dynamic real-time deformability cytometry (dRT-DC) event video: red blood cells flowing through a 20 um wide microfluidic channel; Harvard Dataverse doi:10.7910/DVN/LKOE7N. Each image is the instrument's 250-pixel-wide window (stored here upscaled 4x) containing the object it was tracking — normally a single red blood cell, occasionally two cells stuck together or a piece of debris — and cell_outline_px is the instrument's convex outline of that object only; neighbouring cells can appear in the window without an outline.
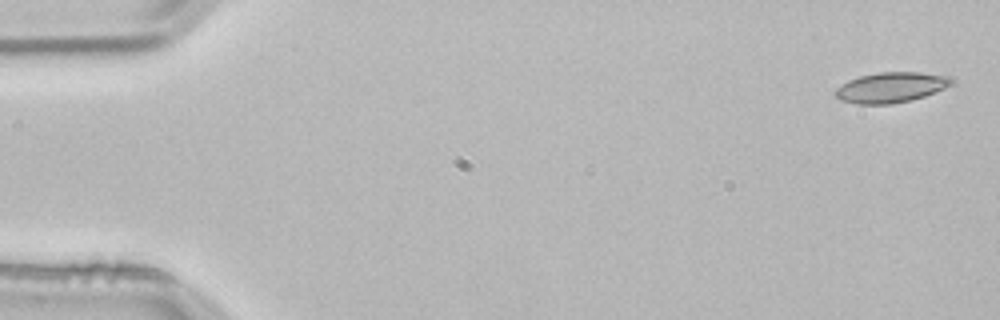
{"species": "common noctule bat (a hibernating species)", "species_latin": "Nyctalus noctula", "temperature_condition": "room temperature", "stored_images_in_passage": 3, "camera_frame_rate_fps": 3000, "um_per_image_px": 0.085, "animal": {"sex": "male", "body_mass_g": 21.5, "forearm_length_mm": 52.0}, "frame": {"image": 1, "passage_image": 1, "time_ms": 0.0, "image_size_px": [1000, 320], "cell_outline_px": [[952, 84], [944, 88], [924, 96], [912, 100], [892, 104], [856, 104], [840, 100], [836, 96], [836, 88], [848, 80], [860, 76], [880, 72], [920, 72], [948, 76], [952, 80]], "centroid_in_image_um": [75.71, 7.43], "position_along_channel_um": 9.3, "area_um2": 20.4}}